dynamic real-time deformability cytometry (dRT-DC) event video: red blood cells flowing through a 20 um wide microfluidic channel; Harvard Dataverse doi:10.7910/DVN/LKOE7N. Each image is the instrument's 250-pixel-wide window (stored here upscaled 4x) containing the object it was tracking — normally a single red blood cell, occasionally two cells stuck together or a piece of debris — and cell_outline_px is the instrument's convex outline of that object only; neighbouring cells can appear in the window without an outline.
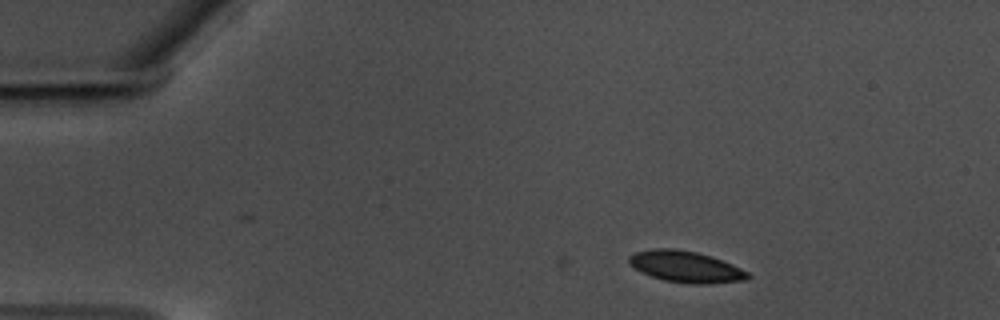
{"species": "common noctule bat (a hibernating species)", "species_latin": "Nyctalus noctula", "temperature_condition": "warm", "stored_images_in_passage": 2, "camera_frame_rate_fps": 3000, "um_per_image_px": 0.085, "animal": {"sex": "male", "body_mass_g": 17.5, "forearm_length_mm": 52.3}, "frame": {"image": 1, "passage_image": 2, "time_ms": 0.333, "image_size_px": [1000, 320], "cell_outline_px": [[752, 276], [744, 280], [708, 284], [692, 284], [664, 280], [652, 276], [628, 264], [628, 256], [636, 252], [652, 248], [676, 248], [696, 252], [712, 256], [732, 264], [748, 272]], "centroid_in_image_um": [58.29, 22.66], "position_along_channel_um": 26.7, "area_um2": 21.68}}